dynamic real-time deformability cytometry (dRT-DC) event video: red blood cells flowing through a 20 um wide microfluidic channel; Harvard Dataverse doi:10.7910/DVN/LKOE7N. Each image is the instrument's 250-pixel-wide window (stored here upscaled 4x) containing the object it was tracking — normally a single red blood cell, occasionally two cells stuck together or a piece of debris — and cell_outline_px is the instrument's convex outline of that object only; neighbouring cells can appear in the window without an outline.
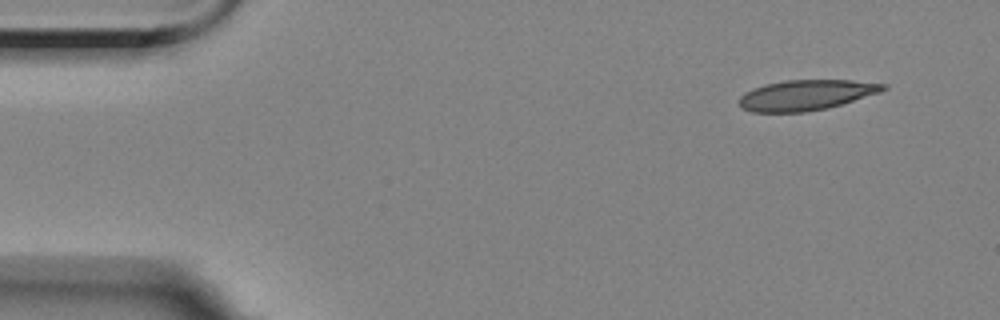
{"species": "Egyptian fruit bat (a non-hibernating species)", "species_latin": "Rousettus aegyptiacus", "temperature_condition": "room temperature", "stored_images_in_passage": 4, "camera_frame_rate_fps": 3000, "um_per_image_px": 0.085, "animal": {"sex": "female"}, "frame": {"image": 1, "passage_image": 1, "time_ms": 0.0, "image_size_px": [1000, 320], "cell_outline_px": [[888, 88], [880, 92], [828, 108], [804, 112], [752, 112], [740, 108], [740, 96], [744, 92], [752, 88], [764, 84], [784, 80], [852, 80], [888, 84]], "centroid_in_image_um": [68.5, 8.07], "position_along_channel_um": 16.5, "area_um2": 25.61}}